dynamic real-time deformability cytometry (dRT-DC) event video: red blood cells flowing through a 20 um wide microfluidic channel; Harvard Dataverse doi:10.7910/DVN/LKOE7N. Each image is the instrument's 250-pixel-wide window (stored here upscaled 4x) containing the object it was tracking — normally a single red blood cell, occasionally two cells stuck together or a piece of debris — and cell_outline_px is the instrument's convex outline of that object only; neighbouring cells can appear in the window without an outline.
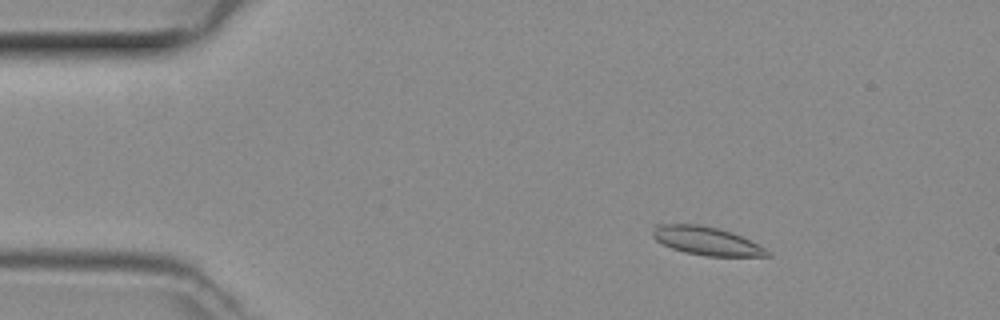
{"species": "common noctule bat (a hibernating species)", "species_latin": "Nyctalus noctula", "temperature_condition": "room temperature", "stored_images_in_passage": 50, "camera_frame_rate_fps": 3000, "um_per_image_px": 0.085, "animal": {"sex": "female", "body_mass_g": 29.2, "forearm_length_mm": 56.3}, "frame": {"image": 1, "passage_image": 8, "time_ms": 2.333, "image_size_px": [1000, 320], "cell_outline_px": [[772, 256], [704, 256], [684, 252], [672, 248], [656, 240], [652, 236], [652, 232], [656, 224], [700, 224], [732, 232], [772, 252]], "centroid_in_image_um": [60.04, 20.48], "position_along_channel_um": 25.0, "area_um2": 18.79}}
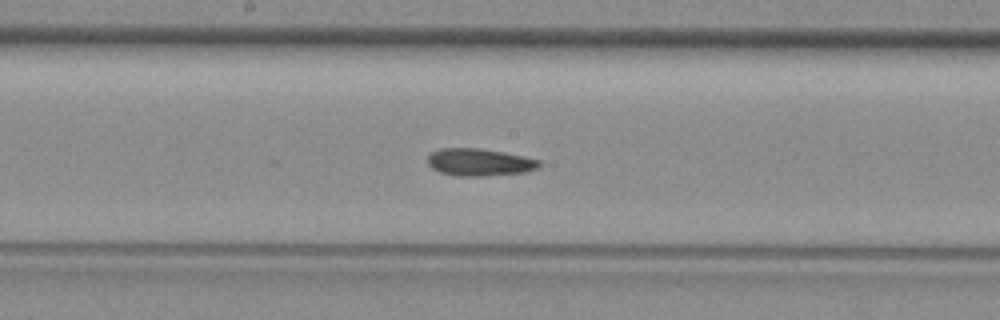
{"frame": {"image": 2, "passage_image": 26, "time_ms": 8.333, "image_size_px": [1000, 320], "cell_outline_px": [[540, 164], [536, 168], [524, 172], [484, 176], [456, 176], [440, 172], [432, 168], [428, 164], [428, 156], [432, 152], [440, 148], [476, 148], [504, 152], [524, 156], [540, 160]], "centroid_in_image_um": [40.73, 13.79], "position_along_channel_um": 207.5, "area_um2": 17.69}}
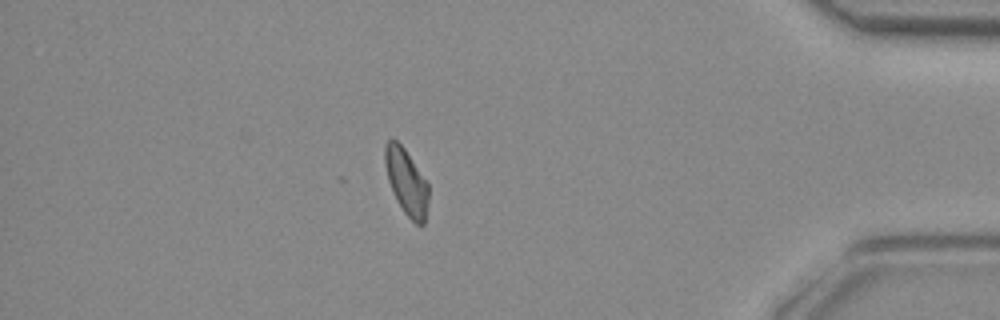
{"frame": {"image": 3, "passage_image": 43, "time_ms": 14.0, "image_size_px": [1000, 320], "cell_outline_px": [[428, 200], [424, 224], [416, 224], [404, 212], [396, 200], [388, 180], [384, 160], [384, 148], [388, 140], [396, 140], [404, 148], [428, 184]], "centroid_in_image_um": [34.53, 15.46], "position_along_channel_um": 400.7, "area_um2": 16.42}}